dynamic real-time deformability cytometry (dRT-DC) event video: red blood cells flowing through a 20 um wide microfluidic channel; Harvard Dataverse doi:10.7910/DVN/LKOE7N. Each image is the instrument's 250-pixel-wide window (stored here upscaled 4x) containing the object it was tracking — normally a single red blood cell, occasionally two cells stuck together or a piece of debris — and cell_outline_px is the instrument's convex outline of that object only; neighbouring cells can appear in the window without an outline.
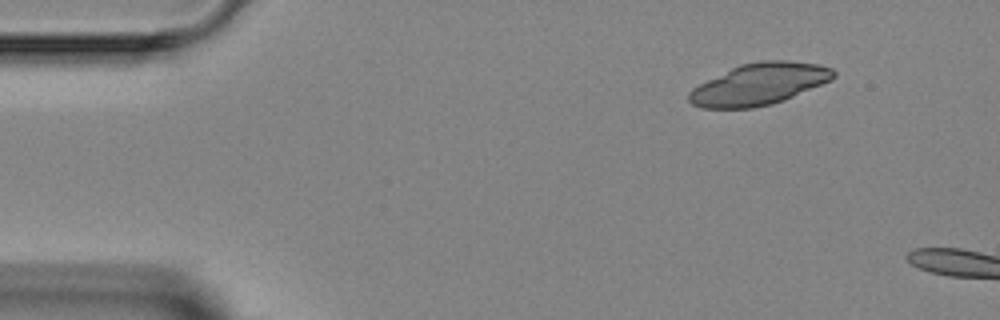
{"species": "Egyptian fruit bat (a non-hibernating species)", "species_latin": "Rousettus aegyptiacus", "temperature_condition": "room temperature", "stored_images_in_passage": 3, "camera_frame_rate_fps": 3000, "um_per_image_px": 0.085, "animal": {"sex": "female"}, "frame": {"image": 1, "passage_image": 1, "time_ms": 0.0, "image_size_px": [1000, 320], "cell_outline_px": [[836, 76], [832, 80], [784, 100], [772, 104], [752, 108], [704, 108], [692, 104], [688, 100], [688, 92], [692, 88], [740, 64], [760, 60], [784, 60], [820, 64], [832, 68], [836, 72]], "centroid_in_image_um": [64.56, 7.15], "position_along_channel_um": 20.4, "area_um2": 35.03}}